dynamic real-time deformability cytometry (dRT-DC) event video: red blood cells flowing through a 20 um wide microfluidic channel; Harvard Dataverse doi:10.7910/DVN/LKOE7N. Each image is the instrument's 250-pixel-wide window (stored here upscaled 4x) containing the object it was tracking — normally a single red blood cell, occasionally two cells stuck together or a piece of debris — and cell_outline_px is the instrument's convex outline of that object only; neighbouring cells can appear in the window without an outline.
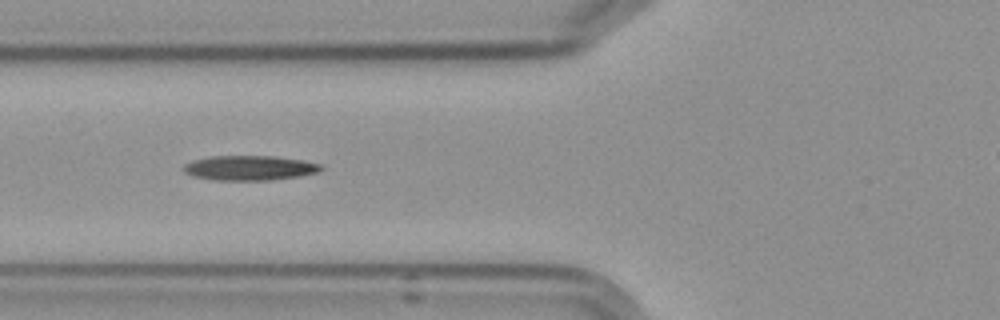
{"species": "Egyptian fruit bat (a non-hibernating species)", "species_latin": "Rousettus aegyptiacus", "temperature_condition": "cold", "stored_images_in_passage": 7, "camera_frame_rate_fps": 3000, "um_per_image_px": 0.085, "frame": {"image": 1, "passage_image": 6, "time_ms": 7.0, "image_size_px": [1000, 320], "cell_outline_px": [[324, 168], [320, 172], [300, 176], [268, 180], [216, 180], [196, 176], [184, 172], [184, 164], [192, 160], [212, 156], [276, 156], [304, 160], [320, 164]], "centroid_in_image_um": [21.27, 14.26], "position_along_channel_um": 104.5, "area_um2": 19.83}}
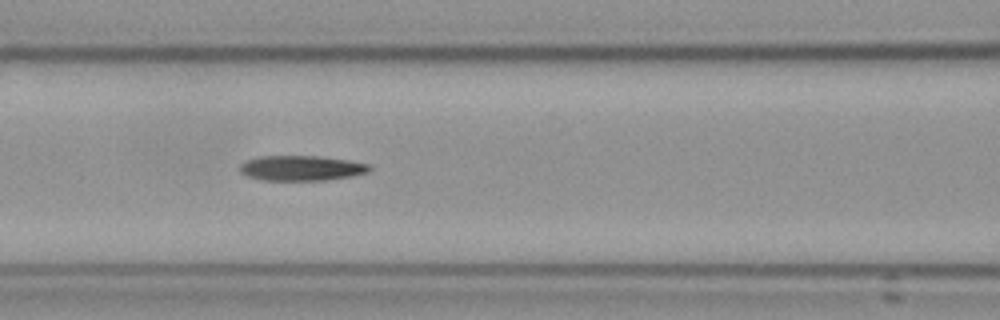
{"frame": {"image": 2, "passage_image": 7, "time_ms": 8.0, "image_size_px": [1000, 320], "cell_outline_px": [[372, 168], [368, 172], [352, 176], [324, 180], [264, 180], [248, 176], [240, 172], [240, 164], [248, 160], [260, 156], [320, 156], [348, 160], [368, 164]], "centroid_in_image_um": [25.63, 14.28], "position_along_channel_um": 141.0, "area_um2": 18.84}}